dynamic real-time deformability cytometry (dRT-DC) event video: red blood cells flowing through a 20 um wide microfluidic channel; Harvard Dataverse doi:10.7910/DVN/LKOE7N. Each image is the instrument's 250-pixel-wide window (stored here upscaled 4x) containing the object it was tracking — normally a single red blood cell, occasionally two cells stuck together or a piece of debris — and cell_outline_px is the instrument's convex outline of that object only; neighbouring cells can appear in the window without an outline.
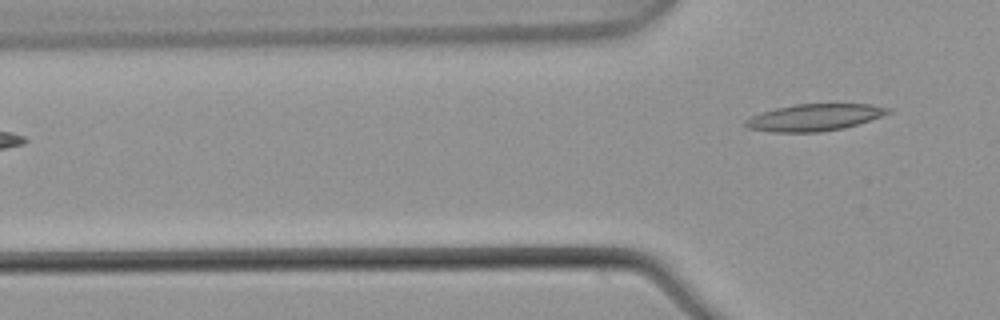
{"species": "common noctule bat (a hibernating species)", "species_latin": "Nyctalus noctula", "temperature_condition": "warm", "stored_images_in_passage": 2, "camera_frame_rate_fps": 3000, "um_per_image_px": 0.085, "animal": {"sex": "male", "body_mass_g": 21.5, "forearm_length_mm": 52.0}, "frame": {"image": 1, "passage_image": 2, "time_ms": 0.333, "image_size_px": [1000, 320], "cell_outline_px": [[892, 112], [860, 124], [844, 128], [820, 132], [772, 132], [748, 128], [744, 124], [744, 120], [760, 112], [776, 108], [796, 104], [872, 104], [892, 108]], "centroid_in_image_um": [69.26, 9.98], "position_along_channel_um": 56.5, "area_um2": 22.48}}